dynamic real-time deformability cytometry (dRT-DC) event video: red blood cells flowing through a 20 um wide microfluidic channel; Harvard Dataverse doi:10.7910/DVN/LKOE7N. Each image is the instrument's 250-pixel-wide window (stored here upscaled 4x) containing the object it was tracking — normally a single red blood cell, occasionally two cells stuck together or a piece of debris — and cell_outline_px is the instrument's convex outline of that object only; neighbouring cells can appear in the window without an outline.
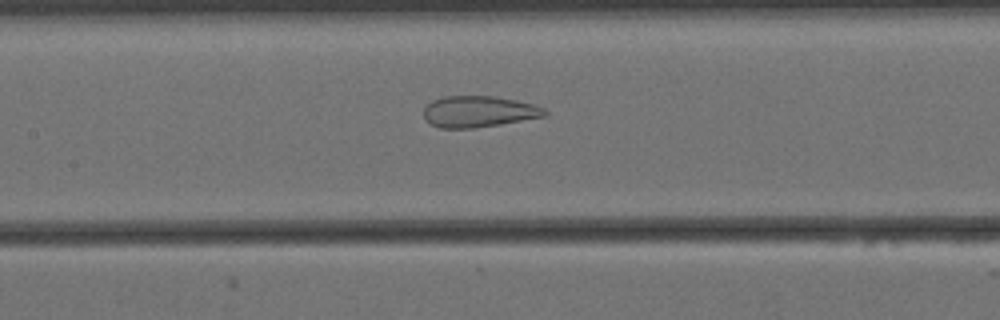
{"species": "Egyptian fruit bat (a non-hibernating species)", "species_latin": "Rousettus aegyptiacus", "temperature_condition": "cold", "stored_images_in_passage": 40, "camera_frame_rate_fps": 3000, "um_per_image_px": 0.085, "animal": {"sex": "female"}, "frame": {"image": 1, "passage_image": 19, "time_ms": 6.0, "image_size_px": [1000, 320], "cell_outline_px": [[548, 116], [500, 124], [472, 128], [440, 128], [428, 124], [424, 120], [424, 108], [432, 100], [444, 96], [496, 96], [516, 100], [532, 104], [544, 108], [548, 112]], "centroid_in_image_um": [40.67, 9.49], "position_along_channel_um": 166.7, "area_um2": 22.25}}
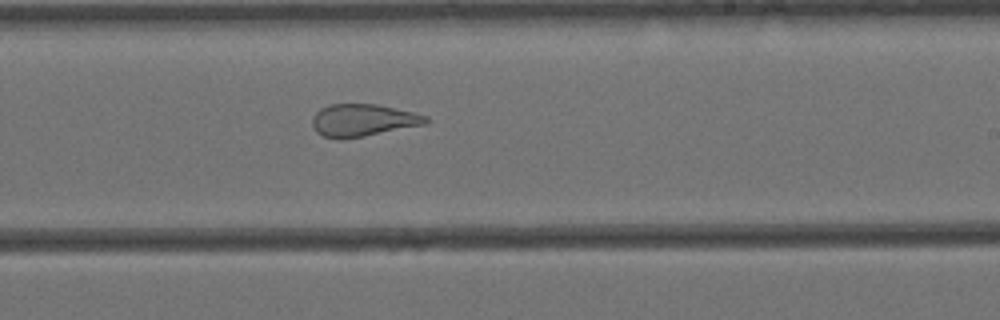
{"frame": {"image": 2, "passage_image": 27, "time_ms": 8.667, "image_size_px": [1000, 320], "cell_outline_px": [[428, 120], [424, 124], [364, 136], [340, 140], [324, 136], [316, 132], [312, 124], [312, 116], [320, 108], [328, 104], [380, 104], [428, 116]], "centroid_in_image_um": [30.8, 10.21], "position_along_channel_um": 258.2, "area_um2": 21.39}}
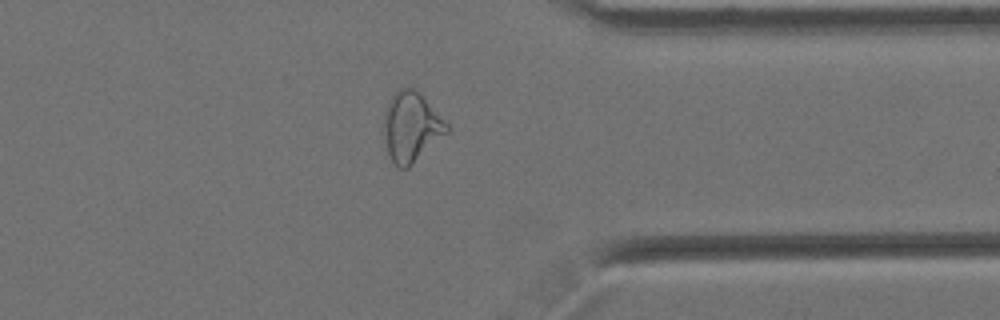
{"frame": {"image": 3, "passage_image": 38, "time_ms": 12.333, "image_size_px": [1000, 320], "cell_outline_px": [[448, 132], [408, 168], [396, 168], [388, 152], [384, 128], [384, 112], [388, 100], [396, 88], [412, 88], [420, 92], [448, 124]], "centroid_in_image_um": [34.94, 10.76], "position_along_channel_um": 376.5, "area_um2": 25.49}}